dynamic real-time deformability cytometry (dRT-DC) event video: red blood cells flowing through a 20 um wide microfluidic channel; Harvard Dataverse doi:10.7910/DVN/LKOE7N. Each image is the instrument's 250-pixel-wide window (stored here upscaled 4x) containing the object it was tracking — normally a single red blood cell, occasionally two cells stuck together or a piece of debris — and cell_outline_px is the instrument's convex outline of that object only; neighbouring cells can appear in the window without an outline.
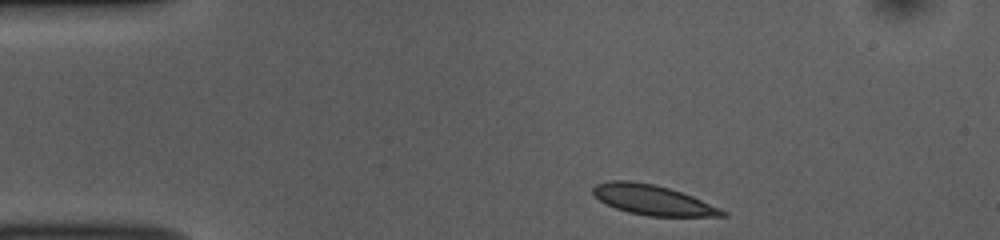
{"species": "common noctule bat (a hibernating species)", "species_latin": "Nyctalus noctula", "temperature_condition": "room temperature", "stored_images_in_passage": 44, "camera_frame_rate_fps": 3000, "um_per_image_px": 0.085, "animal": {"sex": "female", "body_mass_g": 10.0, "forearm_length_mm": 53.1}, "frame": {"image": 1, "passage_image": 1, "time_ms": 0.0, "image_size_px": [1000, 240], "cell_outline_px": [[728, 216], [648, 216], [628, 212], [616, 208], [600, 200], [592, 192], [592, 188], [596, 184], [612, 180], [628, 180], [656, 184], [692, 196], [720, 208], [728, 212]], "centroid_in_image_um": [55.49, 16.99], "position_along_channel_um": 29.5, "area_um2": 22.43}}
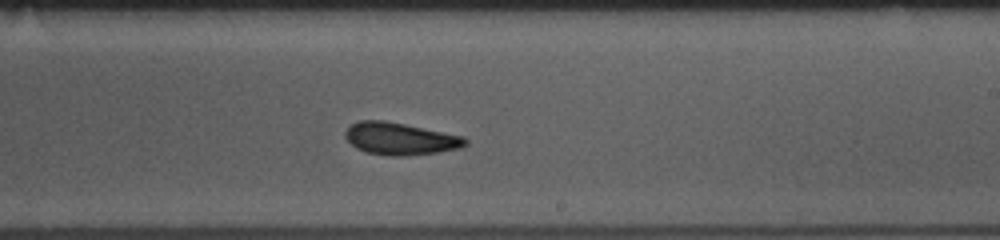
{"frame": {"image": 2, "passage_image": 23, "time_ms": 7.333, "image_size_px": [1000, 240], "cell_outline_px": [[468, 144], [460, 148], [436, 152], [404, 156], [388, 156], [364, 152], [356, 148], [344, 136], [344, 132], [352, 124], [360, 120], [384, 120], [464, 136], [468, 140]], "centroid_in_image_um": [34.01, 11.79], "position_along_channel_um": 255.0, "area_um2": 22.54}}
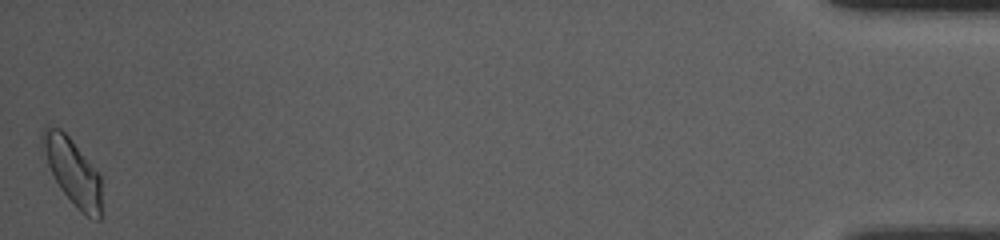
{"frame": {"image": 3, "passage_image": 44, "time_ms": 14.333, "image_size_px": [1000, 240], "cell_outline_px": [[100, 220], [96, 220], [80, 212], [60, 188], [48, 164], [40, 136], [44, 128], [48, 124], [60, 128], [68, 136], [100, 176]], "centroid_in_image_um": [6.15, 14.57], "position_along_channel_um": 429.0, "area_um2": 22.08}, "authors_computed_cell_mechanics": {"area_um2": 22.3686, "velocity_mm_per_s": 3.7962, "shape_relaxation_time_tau1_ms": 4.0816, "shape_relaxation_time_tau2_ms": 2.174, "deformation_change_tau1": 0.1126, "deformation_change_tau2": 0.0688}}